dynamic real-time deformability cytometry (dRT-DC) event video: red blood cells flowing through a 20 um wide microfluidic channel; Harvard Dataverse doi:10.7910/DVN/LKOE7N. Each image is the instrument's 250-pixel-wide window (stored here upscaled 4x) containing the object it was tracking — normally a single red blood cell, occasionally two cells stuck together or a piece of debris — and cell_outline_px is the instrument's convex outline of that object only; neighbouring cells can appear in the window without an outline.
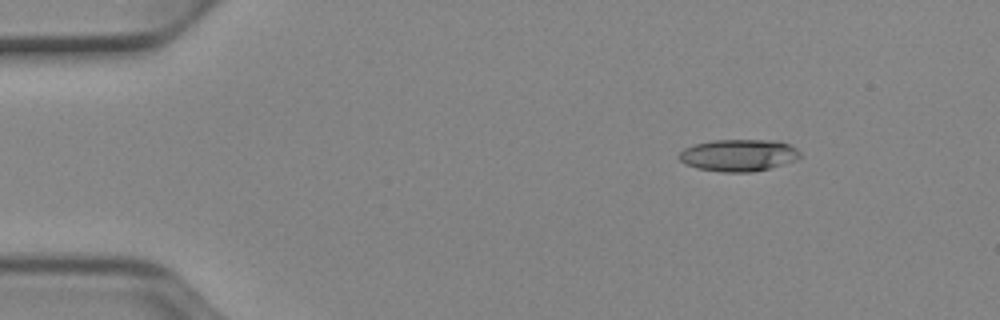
{"species": "Egyptian fruit bat (a non-hibernating species)", "species_latin": "Rousettus aegyptiacus", "temperature_condition": "cold", "stored_images_in_passage": 46, "camera_frame_rate_fps": 3000, "um_per_image_px": 0.085, "animal": {"sex": "female"}, "frame": {"image": 1, "passage_image": 1, "time_ms": 0.0, "image_size_px": [1000, 320], "cell_outline_px": [[800, 156], [796, 160], [768, 168], [752, 172], [720, 172], [696, 168], [684, 164], [676, 156], [684, 148], [696, 144], [712, 140], [776, 140], [788, 144], [796, 148], [800, 152]], "centroid_in_image_um": [62.74, 13.19], "position_along_channel_um": 22.3, "area_um2": 22.6}}
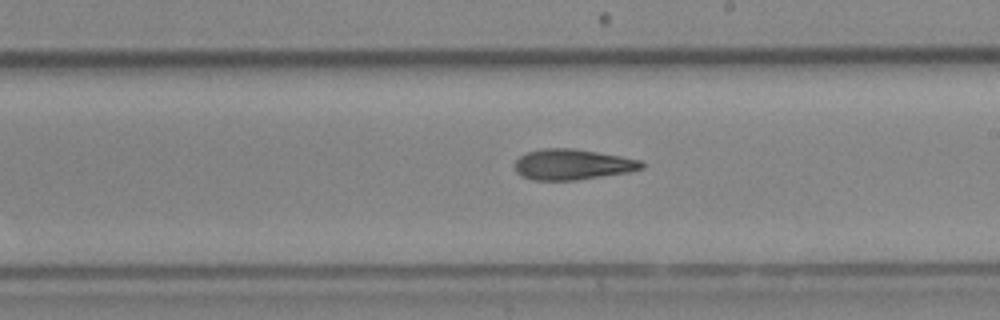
{"frame": {"image": 2, "passage_image": 24, "time_ms": 7.667, "image_size_px": [1000, 320], "cell_outline_px": [[644, 168], [628, 172], [576, 180], [532, 180], [516, 172], [516, 160], [520, 156], [528, 152], [540, 148], [572, 148], [644, 160]], "centroid_in_image_um": [48.68, 13.97], "position_along_channel_um": 240.3, "area_um2": 22.54}}
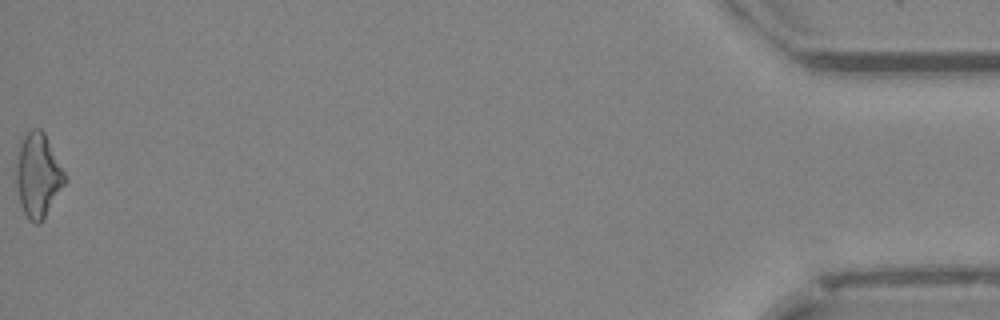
{"frame": {"image": 3, "passage_image": 46, "time_ms": 15.0, "image_size_px": [1000, 320], "cell_outline_px": [[68, 180], [40, 224], [36, 224], [28, 220], [20, 204], [16, 184], [16, 164], [20, 144], [24, 136], [32, 128], [40, 128], [44, 132], [68, 176]], "centroid_in_image_um": [3.26, 14.91], "position_along_channel_um": 431.9, "area_um2": 24.04}, "authors_computed_cell_mechanics": {"area_um2": 22.7154, "velocity_mm_per_s": 3.9343, "shape_relaxation_time_tau1_ms": 6.1184, "shape_relaxation_time_tau2_ms": 5.6796, "deformation_change_tau1": 0.1826, "deformation_change_tau2": 0.1839}}